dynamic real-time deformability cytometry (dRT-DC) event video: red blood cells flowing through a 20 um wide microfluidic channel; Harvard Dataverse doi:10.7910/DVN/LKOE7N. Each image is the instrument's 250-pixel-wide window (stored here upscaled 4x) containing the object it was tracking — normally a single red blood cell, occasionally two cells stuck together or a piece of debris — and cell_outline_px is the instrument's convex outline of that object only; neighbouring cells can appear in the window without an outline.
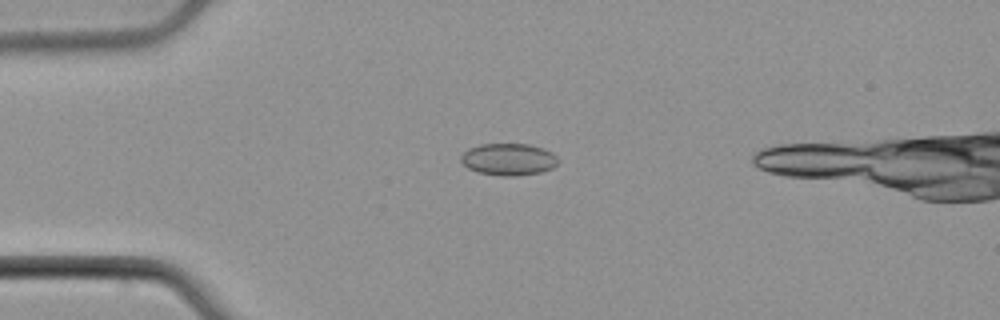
{"species": "common noctule bat (a hibernating species)", "species_latin": "Nyctalus noctula", "temperature_condition": "cold", "stored_images_in_passage": 41, "camera_frame_rate_fps": 3000, "um_per_image_px": 0.085, "animal": {"sex": "male", "body_mass_g": 21.5, "forearm_length_mm": 52.0}, "frame": {"image": 1, "passage_image": 4, "time_ms": 1.0, "image_size_px": [1000, 320], "cell_outline_px": [[556, 164], [552, 168], [540, 172], [516, 176], [500, 176], [476, 172], [468, 168], [460, 160], [460, 156], [468, 148], [480, 144], [528, 144], [544, 148], [552, 152], [556, 156]], "centroid_in_image_um": [43.19, 13.54], "position_along_channel_um": 41.8, "area_um2": 18.15}}
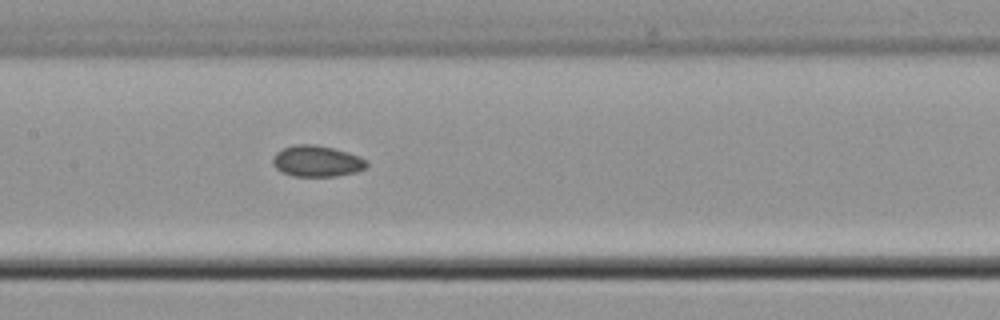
{"frame": {"image": 2, "passage_image": 17, "time_ms": 5.333, "image_size_px": [1000, 320], "cell_outline_px": [[368, 164], [364, 168], [356, 172], [336, 176], [292, 176], [280, 172], [276, 168], [272, 160], [276, 152], [284, 148], [296, 144], [316, 144], [348, 152], [360, 156]], "centroid_in_image_um": [26.91, 13.7], "position_along_channel_um": 180.5, "area_um2": 16.99}}
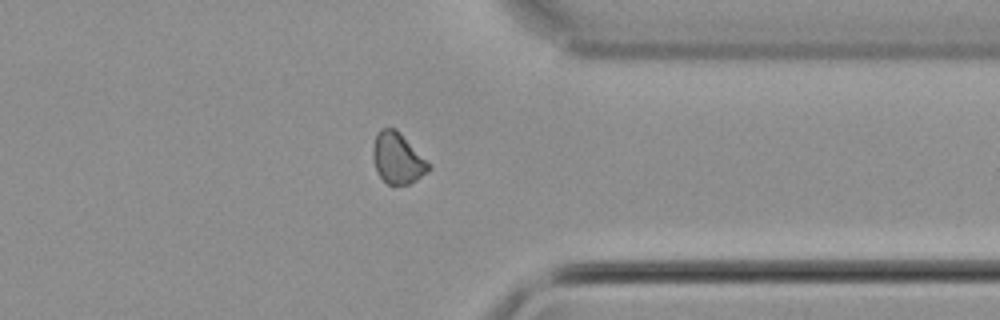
{"frame": {"image": 3, "passage_image": 33, "time_ms": 10.667, "image_size_px": [1000, 320], "cell_outline_px": [[432, 168], [428, 172], [416, 180], [408, 184], [388, 184], [380, 176], [376, 168], [372, 156], [372, 148], [376, 132], [380, 128], [396, 128], [432, 164]], "centroid_in_image_um": [33.82, 13.42], "position_along_channel_um": 377.6, "area_um2": 16.76}, "authors_computed_cell_mechanics": {"area_um2": 16.8198, "velocity_mm_per_s": 3.8018, "shape_relaxation_time_tau1_ms": null, "shape_relaxation_time_tau2_ms": 7.9813, "deformation_change_tau1": null, "deformation_change_tau2": 0.1144}}